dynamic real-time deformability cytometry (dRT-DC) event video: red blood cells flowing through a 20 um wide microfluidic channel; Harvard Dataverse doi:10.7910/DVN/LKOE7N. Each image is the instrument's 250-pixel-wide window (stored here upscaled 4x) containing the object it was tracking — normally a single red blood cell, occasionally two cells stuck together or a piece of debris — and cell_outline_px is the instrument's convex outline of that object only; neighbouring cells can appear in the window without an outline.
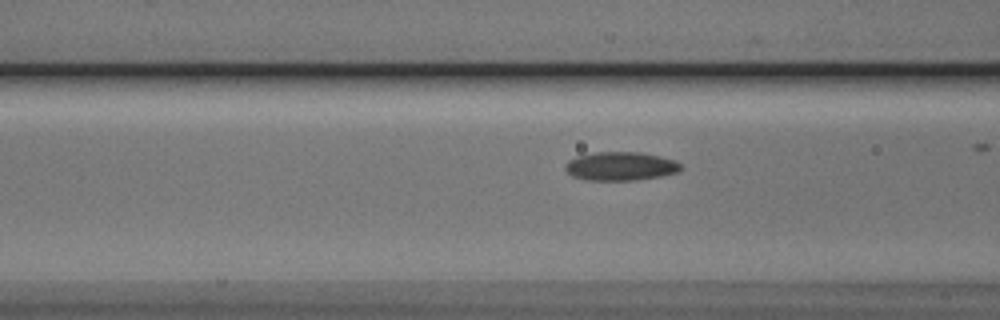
{"species": "Egyptian fruit bat (a non-hibernating species)", "species_latin": "Rousettus aegyptiacus", "temperature_condition": "cold", "stored_images_in_passage": 21, "camera_frame_rate_fps": 3000, "um_per_image_px": 0.085, "animal": {"sex": "male"}, "frame": {"image": 1, "passage_image": 18, "time_ms": 5.667, "image_size_px": [1000, 320], "cell_outline_px": [[684, 168], [680, 172], [660, 176], [636, 180], [588, 180], [572, 176], [564, 168], [564, 164], [568, 160], [576, 156], [596, 152], [640, 152], [676, 160]], "centroid_in_image_um": [52.76, 14.12], "position_along_channel_um": 113.8, "area_um2": 19.42}}